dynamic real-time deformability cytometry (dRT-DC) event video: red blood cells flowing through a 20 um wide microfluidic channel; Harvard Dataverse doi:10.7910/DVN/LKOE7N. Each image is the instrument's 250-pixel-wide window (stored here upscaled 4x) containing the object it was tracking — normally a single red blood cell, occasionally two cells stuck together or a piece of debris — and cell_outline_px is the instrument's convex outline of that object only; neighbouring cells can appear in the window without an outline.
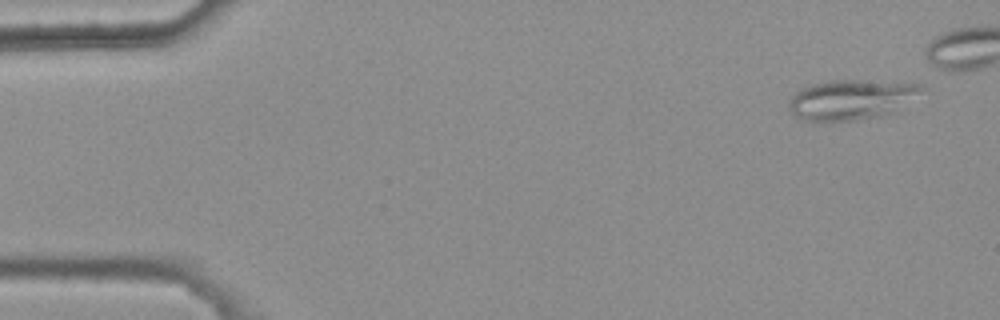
{"species": "common noctule bat (a hibernating species)", "species_latin": "Nyctalus noctula", "temperature_condition": "warm", "stored_images_in_passage": 9, "segment_of_instrument_passage": [1, 2], "camera_frame_rate_fps": 3000, "um_per_image_px": 0.085, "animal": {"sex": "female", "body_mass_g": 25.1}, "frame": {"image": 1, "passage_image": 1, "time_ms": 0.0, "image_size_px": [1000, 320], "cell_outline_px": [[928, 88], [892, 112], [880, 116], [856, 120], [804, 120], [796, 116], [788, 108], [788, 100], [796, 92], [812, 84], [832, 80], [860, 80], [920, 84]], "centroid_in_image_um": [72.35, 8.45], "position_along_channel_um": 12.6, "area_um2": 30.46}}
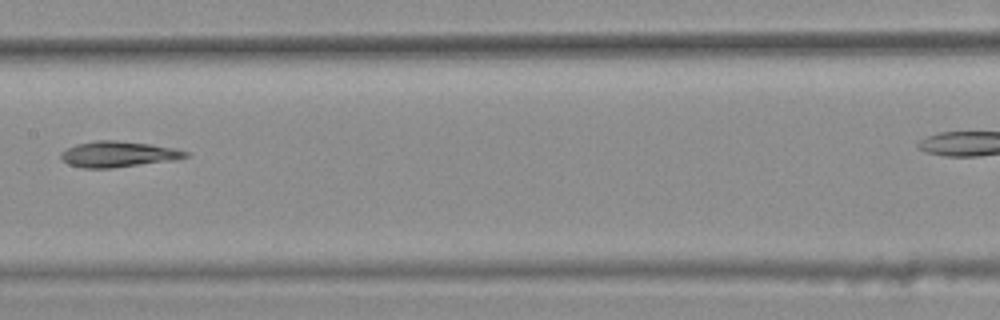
{"frame": {"image": 2, "passage_image": 7, "time_ms": 2.0, "image_size_px": [1000, 320], "cell_outline_px": [[188, 156], [176, 160], [112, 168], [84, 168], [68, 164], [60, 156], [60, 152], [76, 144], [96, 140], [116, 140], [148, 144], [172, 148], [188, 152]], "centroid_in_image_um": [10.02, 13.11], "position_along_channel_um": 197.4, "area_um2": 18.61}}
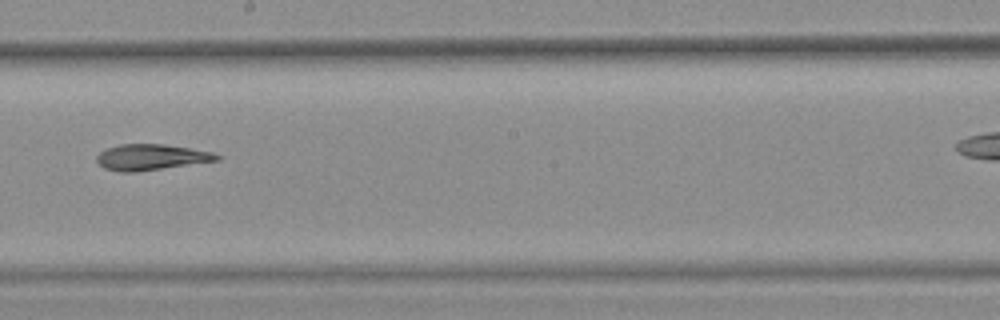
{"frame": {"image": 3, "passage_image": 8, "time_ms": 2.333, "image_size_px": [1000, 320], "cell_outline_px": [[224, 156], [220, 160], [136, 172], [120, 172], [104, 168], [96, 160], [96, 156], [100, 152], [108, 148], [120, 144], [164, 144], [212, 152]], "centroid_in_image_um": [12.86, 13.36], "position_along_channel_um": 235.3, "area_um2": 18.09}}